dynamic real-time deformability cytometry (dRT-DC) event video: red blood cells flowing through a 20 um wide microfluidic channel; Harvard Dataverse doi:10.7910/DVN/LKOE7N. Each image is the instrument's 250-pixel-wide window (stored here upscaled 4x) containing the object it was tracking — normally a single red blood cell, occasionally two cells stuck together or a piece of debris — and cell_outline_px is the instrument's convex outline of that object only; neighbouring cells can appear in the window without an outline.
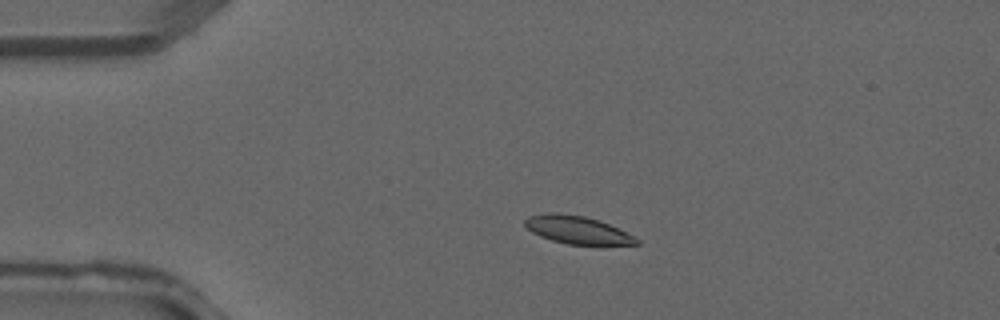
{"species": "common noctule bat (a hibernating species)", "species_latin": "Nyctalus noctula", "temperature_condition": "warm", "stored_images_in_passage": 2, "camera_frame_rate_fps": 3000, "um_per_image_px": 0.085, "animal": {"sex": "male", "forearm_length_mm": 52.5}, "frame": {"image": 1, "passage_image": 2, "time_ms": 0.333, "image_size_px": [1000, 320], "cell_outline_px": [[640, 244], [568, 244], [552, 240], [540, 236], [532, 232], [524, 224], [524, 220], [528, 216], [548, 212], [560, 212], [584, 216], [600, 220], [640, 240]], "centroid_in_image_um": [49.01, 19.52], "position_along_channel_um": 36.0, "area_um2": 17.86}}